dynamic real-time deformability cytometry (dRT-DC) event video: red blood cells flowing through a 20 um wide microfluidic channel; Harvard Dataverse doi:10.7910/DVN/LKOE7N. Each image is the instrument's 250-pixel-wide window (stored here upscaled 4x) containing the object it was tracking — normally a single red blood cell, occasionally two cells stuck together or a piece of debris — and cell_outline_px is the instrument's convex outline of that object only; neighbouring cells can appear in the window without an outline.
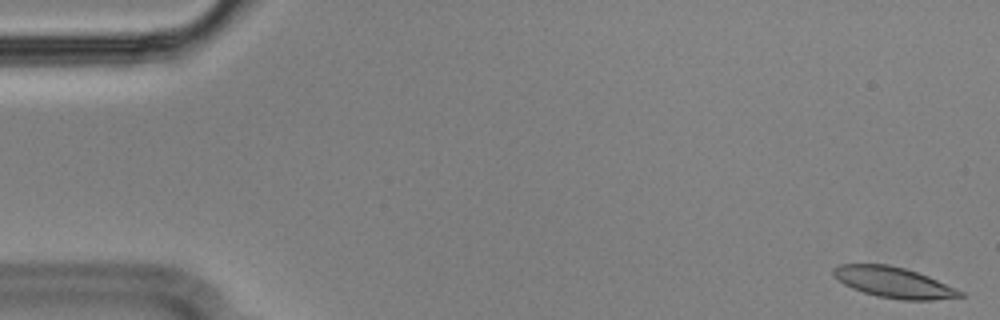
{"species": "Egyptian fruit bat (a non-hibernating species)", "species_latin": "Rousettus aegyptiacus", "temperature_condition": "cold", "stored_images_in_passage": 50, "camera_frame_rate_fps": 3000, "um_per_image_px": 0.085, "animal": {"sex": "male"}, "frame": {"image": 1, "passage_image": 1, "time_ms": 0.0, "image_size_px": [1000, 320], "cell_outline_px": [[964, 296], [932, 300], [900, 300], [876, 296], [852, 288], [844, 284], [832, 272], [832, 268], [840, 264], [888, 264], [904, 268], [928, 276], [956, 288], [964, 292]], "centroid_in_image_um": [75.97, 24.01], "position_along_channel_um": 9.0, "area_um2": 22.54}}
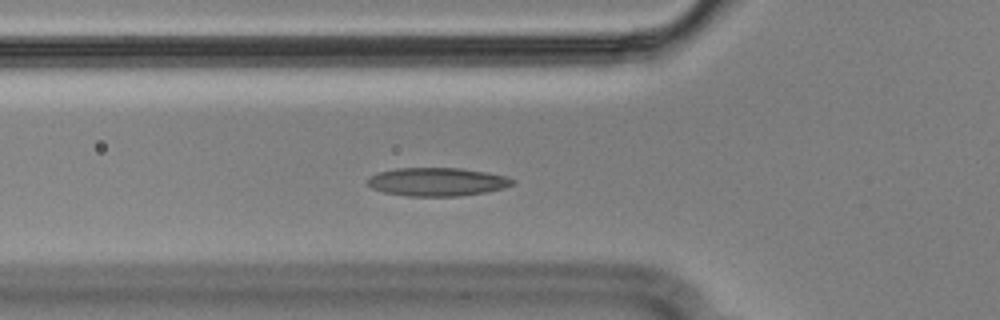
{"frame": {"image": 2, "passage_image": 19, "time_ms": 6.0, "image_size_px": [1000, 320], "cell_outline_px": [[516, 180], [512, 184], [504, 188], [484, 192], [460, 196], [408, 196], [384, 192], [372, 188], [368, 184], [368, 180], [372, 176], [380, 172], [396, 168], [460, 168], [488, 172], [504, 176]], "centroid_in_image_um": [37.18, 15.45], "position_along_channel_um": 88.6, "area_um2": 23.76}}
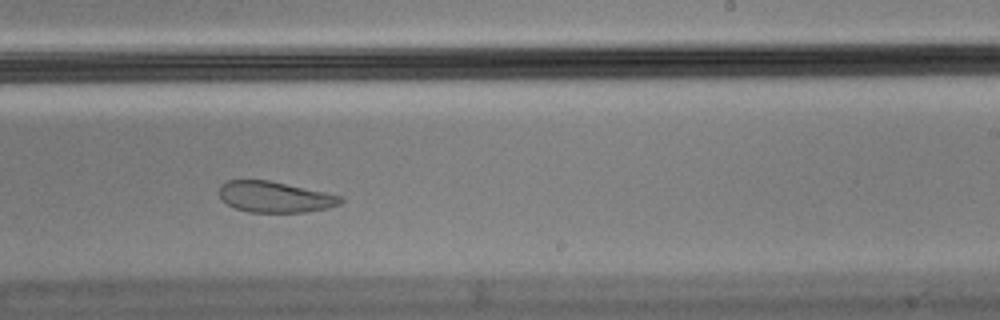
{"frame": {"image": 3, "passage_image": 34, "time_ms": 11.0, "image_size_px": [1000, 320], "cell_outline_px": [[344, 200], [340, 204], [328, 208], [304, 212], [248, 212], [236, 208], [228, 204], [220, 196], [220, 184], [228, 180], [268, 180], [344, 196]], "centroid_in_image_um": [23.4, 16.74], "position_along_channel_um": 265.6, "area_um2": 21.79}, "authors_computed_cell_mechanics": {"area_um2": 23.5246, "velocity_mm_per_s": 3.535, "shape_relaxation_time_tau1_ms": null, "shape_relaxation_time_tau2_ms": 2.1538, "deformation_change_tau1": null, "deformation_change_tau2": 0.0783}}